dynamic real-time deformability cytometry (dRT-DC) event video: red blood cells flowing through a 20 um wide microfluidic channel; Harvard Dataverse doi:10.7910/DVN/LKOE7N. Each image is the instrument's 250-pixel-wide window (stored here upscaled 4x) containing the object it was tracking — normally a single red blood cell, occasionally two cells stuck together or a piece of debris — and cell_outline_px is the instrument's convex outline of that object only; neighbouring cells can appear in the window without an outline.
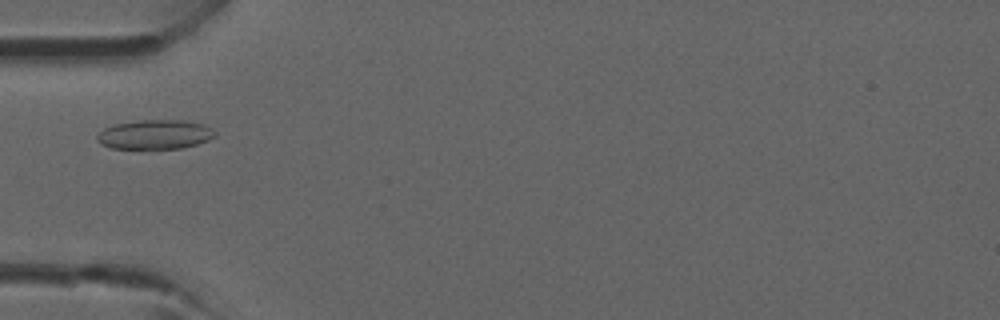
{"species": "common noctule bat (a hibernating species)", "species_latin": "Nyctalus noctula", "temperature_condition": "room temperature", "stored_images_in_passage": 2, "camera_frame_rate_fps": 3000, "um_per_image_px": 0.085, "animal": {"sex": "male", "forearm_length_mm": 52.5}, "frame": {"image": 1, "passage_image": 2, "time_ms": 1.333, "image_size_px": [1000, 320], "cell_outline_px": [[216, 136], [208, 140], [196, 144], [180, 148], [112, 148], [100, 144], [96, 140], [96, 136], [104, 128], [116, 124], [140, 120], [184, 120], [204, 124], [212, 128], [216, 132]], "centroid_in_image_um": [13.18, 11.42], "position_along_channel_um": 71.8, "area_um2": 20.11}}